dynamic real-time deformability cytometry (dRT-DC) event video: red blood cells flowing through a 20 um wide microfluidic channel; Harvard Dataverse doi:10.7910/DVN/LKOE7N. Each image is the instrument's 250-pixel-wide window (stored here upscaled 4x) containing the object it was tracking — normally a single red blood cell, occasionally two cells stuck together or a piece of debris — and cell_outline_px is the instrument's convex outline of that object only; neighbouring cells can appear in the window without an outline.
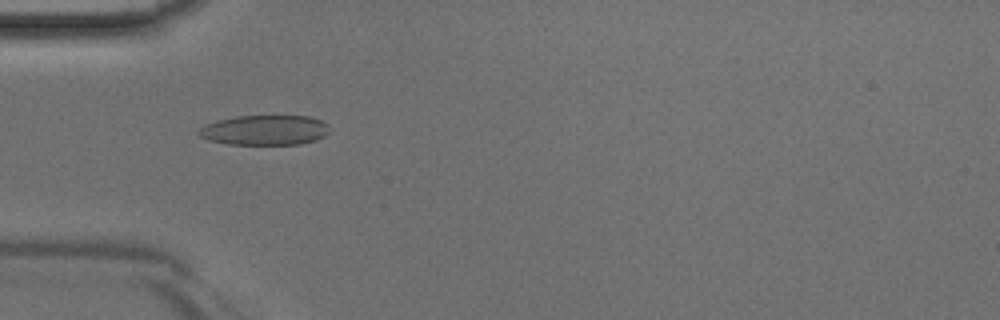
{"species": "Egyptian fruit bat (a non-hibernating species)", "species_latin": "Rousettus aegyptiacus", "temperature_condition": "room temperature", "stored_images_in_passage": 39, "camera_frame_rate_fps": 3000, "um_per_image_px": 0.085, "animal": {"sex": "male"}, "frame": {"image": 1, "passage_image": 8, "time_ms": 2.333, "image_size_px": [1000, 320], "cell_outline_px": [[328, 132], [324, 136], [316, 140], [300, 144], [228, 144], [208, 140], [200, 136], [196, 132], [204, 124], [216, 120], [236, 116], [308, 116], [320, 120], [328, 124]], "centroid_in_image_um": [22.47, 11.06], "position_along_channel_um": 62.5, "area_um2": 22.89}}
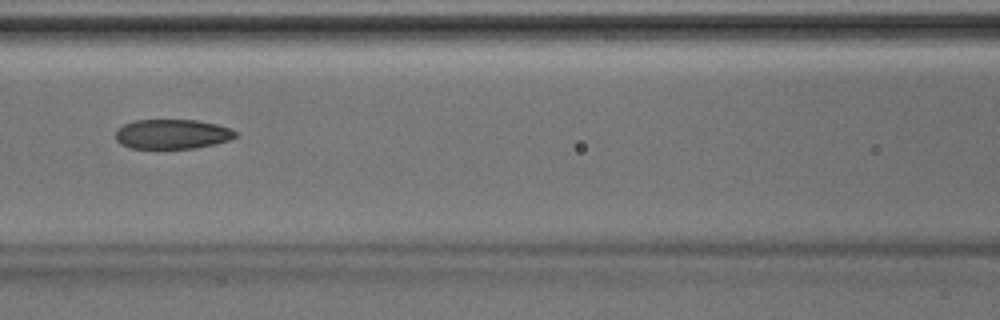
{"frame": {"image": 2, "passage_image": 14, "time_ms": 4.333, "image_size_px": [1000, 320], "cell_outline_px": [[240, 136], [216, 144], [196, 148], [128, 148], [120, 144], [116, 140], [116, 128], [124, 124], [136, 120], [196, 120], [216, 124], [228, 128], [236, 132]], "centroid_in_image_um": [14.63, 11.4], "position_along_channel_um": 152.0, "area_um2": 20.81}}
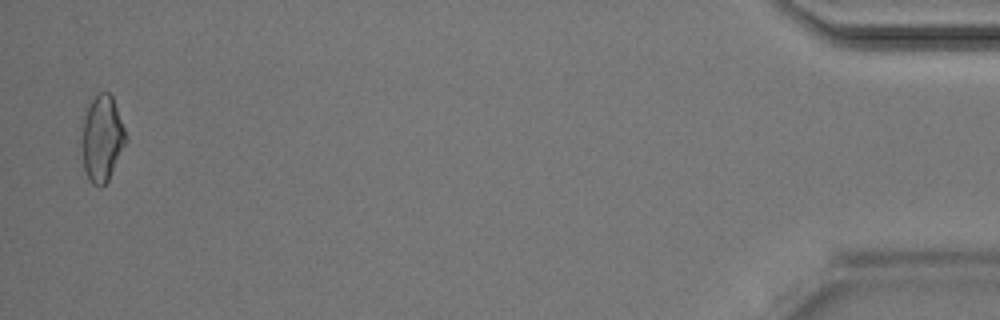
{"frame": {"image": 3, "passage_image": 38, "time_ms": 12.333, "image_size_px": [1000, 320], "cell_outline_px": [[128, 140], [108, 180], [100, 188], [92, 184], [84, 168], [80, 144], [80, 140], [84, 116], [88, 104], [100, 92], [108, 92], [112, 96], [124, 128]], "centroid_in_image_um": [8.65, 11.78], "position_along_channel_um": 426.5, "area_um2": 22.2}}